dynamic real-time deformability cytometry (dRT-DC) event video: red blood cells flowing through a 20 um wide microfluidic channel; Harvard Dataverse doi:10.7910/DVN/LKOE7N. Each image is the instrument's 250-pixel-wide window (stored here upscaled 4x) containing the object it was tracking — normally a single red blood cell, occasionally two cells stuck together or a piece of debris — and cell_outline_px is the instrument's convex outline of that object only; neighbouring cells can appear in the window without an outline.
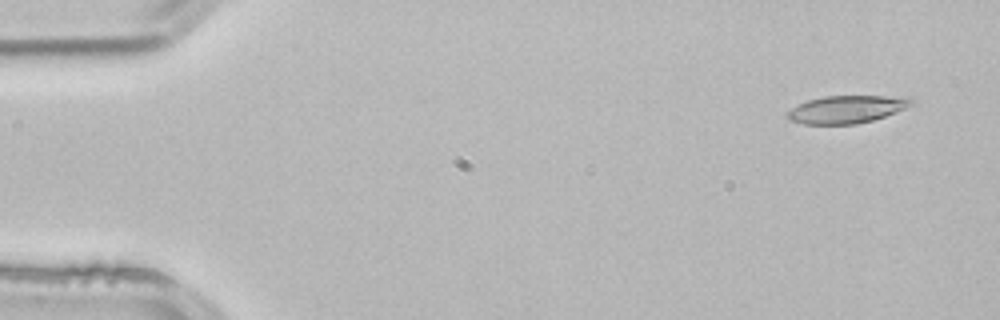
{"species": "common noctule bat (a hibernating species)", "species_latin": "Nyctalus noctula", "temperature_condition": "room temperature", "stored_images_in_passage": 3, "camera_frame_rate_fps": 3000, "um_per_image_px": 0.085, "animal": {"sex": "male", "body_mass_g": 21.5, "forearm_length_mm": 52.0}, "frame": {"image": 1, "passage_image": 1, "time_ms": 0.0, "image_size_px": [1000, 320], "cell_outline_px": [[916, 104], [896, 112], [872, 120], [856, 124], [804, 124], [788, 120], [788, 112], [792, 108], [808, 100], [824, 96], [908, 96], [916, 100]], "centroid_in_image_um": [72.05, 9.28], "position_along_channel_um": 13.0, "area_um2": 20.06}}